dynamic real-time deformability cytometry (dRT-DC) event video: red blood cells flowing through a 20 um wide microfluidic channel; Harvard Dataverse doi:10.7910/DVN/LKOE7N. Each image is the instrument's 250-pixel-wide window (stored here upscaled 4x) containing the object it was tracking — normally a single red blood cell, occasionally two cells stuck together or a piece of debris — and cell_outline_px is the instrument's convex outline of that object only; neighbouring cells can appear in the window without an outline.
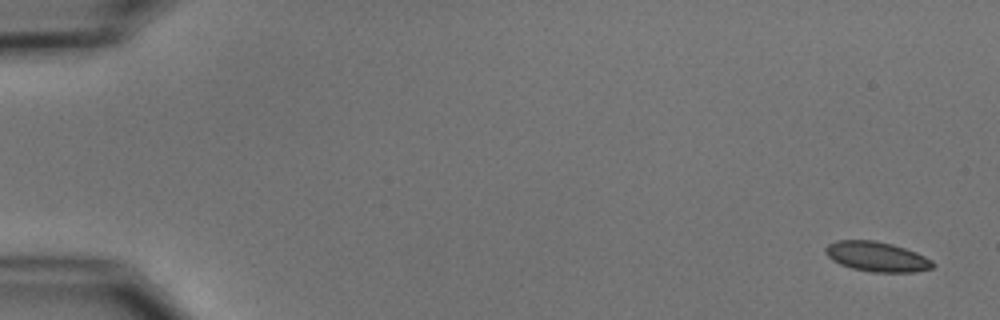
{"species": "common noctule bat (a hibernating species)", "species_latin": "Nyctalus noctula", "temperature_condition": "cold", "stored_images_in_passage": 6, "camera_frame_rate_fps": 3000, "um_per_image_px": 0.085, "animal": {"sex": "male", "body_mass_g": 15.6}, "frame": {"image": 1, "passage_image": 1, "time_ms": 0.0, "image_size_px": [1000, 320], "cell_outline_px": [[936, 264], [932, 268], [912, 272], [872, 272], [852, 268], [840, 264], [832, 260], [824, 252], [824, 248], [828, 244], [836, 240], [876, 240], [892, 244], [916, 252], [932, 260]], "centroid_in_image_um": [74.51, 21.81], "position_along_channel_um": 10.5, "area_um2": 18.73}}
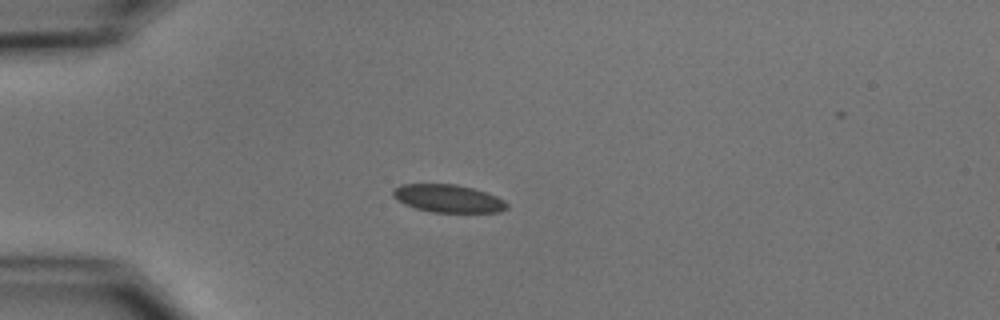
{"frame": {"image": 2, "passage_image": 4, "time_ms": 4.333, "image_size_px": [1000, 320], "cell_outline_px": [[508, 208], [500, 212], [432, 212], [416, 208], [404, 204], [396, 200], [392, 196], [392, 188], [400, 184], [456, 184], [472, 188], [496, 196], [504, 200], [508, 204]], "centroid_in_image_um": [38.05, 16.87], "position_along_channel_um": 47.0, "area_um2": 18.55}}